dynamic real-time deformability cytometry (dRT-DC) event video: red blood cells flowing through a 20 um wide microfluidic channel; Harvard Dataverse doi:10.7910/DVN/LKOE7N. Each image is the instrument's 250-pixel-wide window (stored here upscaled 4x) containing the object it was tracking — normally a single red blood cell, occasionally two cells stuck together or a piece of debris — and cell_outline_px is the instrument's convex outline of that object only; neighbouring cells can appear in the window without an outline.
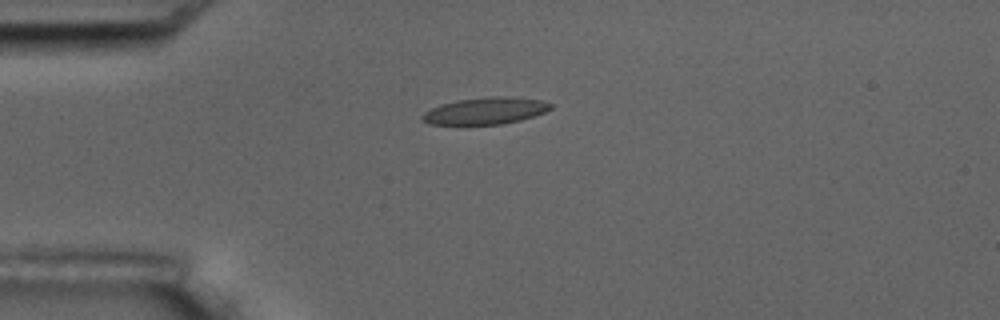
{"species": "common noctule bat (a hibernating species)", "species_latin": "Nyctalus noctula", "temperature_condition": "room temperature", "stored_images_in_passage": 11, "camera_frame_rate_fps": 3000, "um_per_image_px": 0.085, "animal": {"sex": "male", "body_mass_g": 17.5, "forearm_length_mm": 52.3}, "frame": {"image": 1, "passage_image": 4, "time_ms": 4.333, "image_size_px": [1000, 320], "cell_outline_px": [[552, 108], [544, 112], [520, 120], [500, 124], [428, 124], [420, 120], [420, 116], [424, 112], [440, 104], [456, 100], [488, 96], [512, 96], [544, 100], [552, 104]], "centroid_in_image_um": [41.24, 9.4], "position_along_channel_um": 43.8, "area_um2": 20.23}}
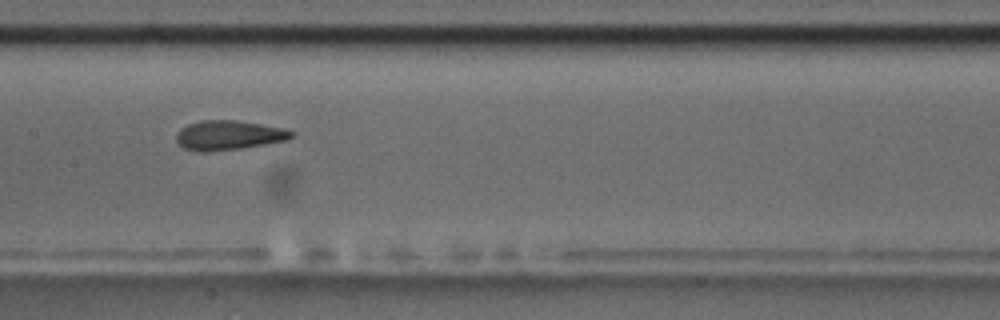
{"frame": {"image": 2, "passage_image": 8, "time_ms": 9.0, "image_size_px": [1000, 320], "cell_outline_px": [[296, 136], [288, 140], [240, 148], [204, 152], [200, 152], [184, 148], [176, 140], [176, 132], [180, 128], [188, 124], [200, 120], [236, 120], [284, 128], [296, 132]], "centroid_in_image_um": [19.45, 11.48], "position_along_channel_um": 187.9, "area_um2": 19.88}}
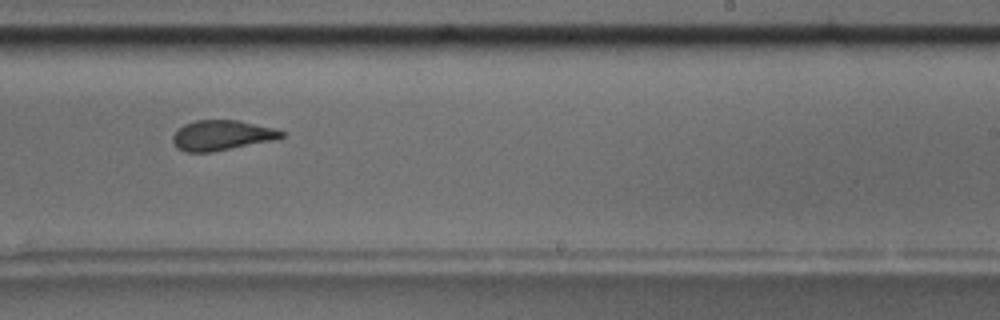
{"frame": {"image": 3, "passage_image": 10, "time_ms": 11.333, "image_size_px": [1000, 320], "cell_outline_px": [[284, 136], [276, 140], [212, 152], [184, 152], [176, 148], [172, 140], [172, 136], [184, 124], [196, 120], [236, 120], [276, 128], [284, 132]], "centroid_in_image_um": [18.86, 11.51], "position_along_channel_um": 270.1, "area_um2": 19.19}}